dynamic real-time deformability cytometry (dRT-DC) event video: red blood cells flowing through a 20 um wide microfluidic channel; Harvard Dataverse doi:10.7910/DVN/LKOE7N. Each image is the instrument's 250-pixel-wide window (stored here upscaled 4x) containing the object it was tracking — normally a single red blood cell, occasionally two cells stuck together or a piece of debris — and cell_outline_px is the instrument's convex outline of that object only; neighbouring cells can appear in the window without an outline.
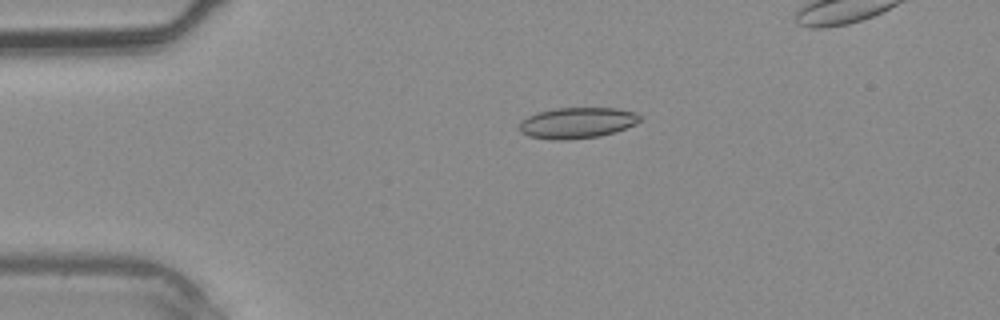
{"species": "common noctule bat (a hibernating species)", "species_latin": "Nyctalus noctula", "temperature_condition": "warm", "stored_images_in_passage": 34, "camera_frame_rate_fps": 3000, "um_per_image_px": 0.085, "animal": {"sex": "male", "body_mass_g": 20.4}, "frame": {"image": 1, "passage_image": 6, "time_ms": 1.667, "image_size_px": [1000, 320], "cell_outline_px": [[640, 120], [636, 124], [600, 136], [568, 140], [552, 140], [528, 136], [520, 132], [520, 124], [528, 116], [536, 112], [556, 108], [616, 108], [636, 112], [640, 116]], "centroid_in_image_um": [49.04, 10.44], "position_along_channel_um": 36.0, "area_um2": 21.68}}